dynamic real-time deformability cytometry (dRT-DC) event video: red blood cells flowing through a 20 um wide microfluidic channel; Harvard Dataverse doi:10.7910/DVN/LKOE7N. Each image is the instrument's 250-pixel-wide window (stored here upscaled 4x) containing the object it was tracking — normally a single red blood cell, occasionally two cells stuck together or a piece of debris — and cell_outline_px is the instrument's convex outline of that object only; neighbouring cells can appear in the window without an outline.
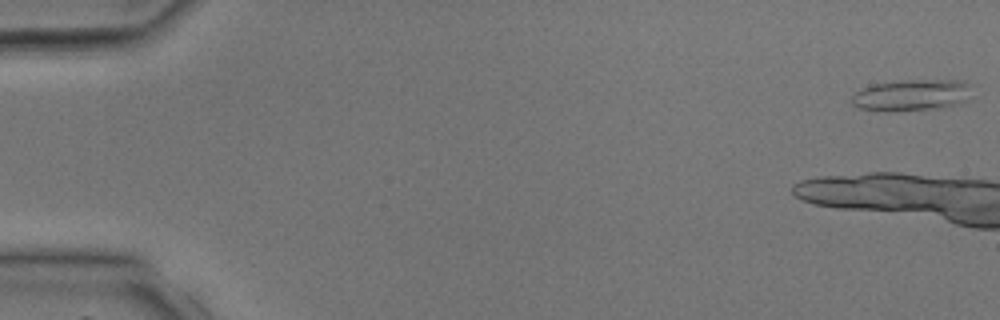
{"species": "common noctule bat (a hibernating species)", "species_latin": "Nyctalus noctula", "temperature_condition": "room temperature", "stored_images_in_passage": 14, "camera_frame_rate_fps": 3000, "um_per_image_px": 0.085, "animal": {"sex": "male", "body_mass_g": 17.9, "forearm_length_mm": 54.2}, "frame": {"image": 1, "passage_image": 1, "time_ms": 0.0, "image_size_px": [1000, 320], "cell_outline_px": [[968, 100], [960, 104], [936, 108], [896, 112], [888, 112], [860, 108], [852, 104], [852, 96], [856, 92], [864, 88], [876, 84], [904, 80], [964, 80], [968, 84]], "centroid_in_image_um": [77.49, 8.1], "position_along_channel_um": 7.5, "area_um2": 21.91}}